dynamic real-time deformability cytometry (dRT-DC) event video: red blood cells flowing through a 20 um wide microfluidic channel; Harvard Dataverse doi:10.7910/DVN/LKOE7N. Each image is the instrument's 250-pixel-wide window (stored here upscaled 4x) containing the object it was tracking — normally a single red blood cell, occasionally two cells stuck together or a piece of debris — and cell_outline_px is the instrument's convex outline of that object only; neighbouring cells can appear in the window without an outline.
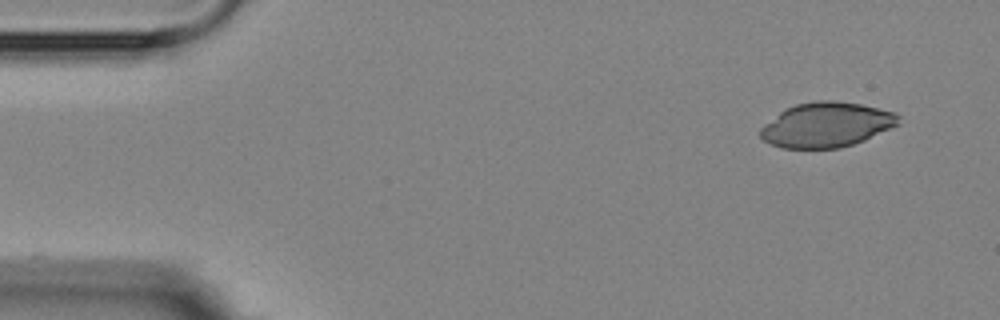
{"species": "Egyptian fruit bat (a non-hibernating species)", "species_latin": "Rousettus aegyptiacus", "temperature_condition": "room temperature", "stored_images_in_passage": 4, "camera_frame_rate_fps": 3000, "um_per_image_px": 0.085, "animal": {"sex": "female"}, "frame": {"image": 1, "passage_image": 1, "time_ms": 0.0, "image_size_px": [1000, 320], "cell_outline_px": [[900, 124], [864, 140], [840, 148], [780, 148], [764, 140], [760, 136], [760, 128], [764, 124], [784, 108], [796, 104], [816, 100], [836, 100], [860, 104], [896, 112], [900, 116]], "centroid_in_image_um": [70.25, 10.59], "position_along_channel_um": 14.7, "area_um2": 36.24}}